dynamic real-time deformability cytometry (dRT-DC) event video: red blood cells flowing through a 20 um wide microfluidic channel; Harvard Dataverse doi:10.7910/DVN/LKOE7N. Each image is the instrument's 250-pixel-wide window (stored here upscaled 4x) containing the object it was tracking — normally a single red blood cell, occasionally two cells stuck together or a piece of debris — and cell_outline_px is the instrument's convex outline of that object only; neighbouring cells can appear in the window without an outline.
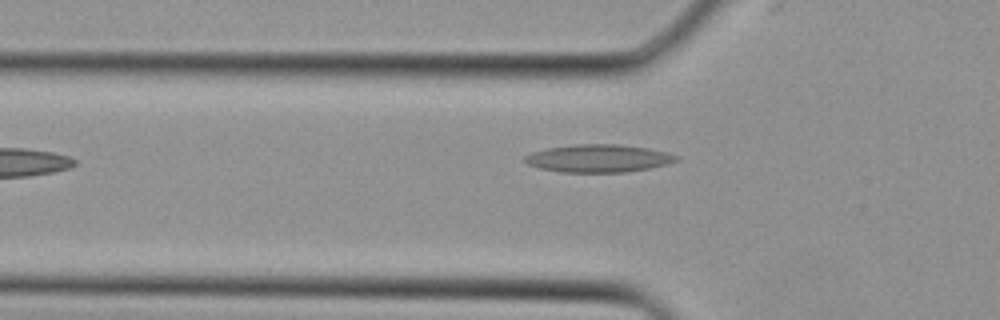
{"species": "Egyptian fruit bat (a non-hibernating species)", "species_latin": "Rousettus aegyptiacus", "temperature_condition": "cold", "stored_images_in_passage": 3, "camera_frame_rate_fps": 3000, "um_per_image_px": 0.085, "animal": {"sex": "female"}, "frame": {"image": 1, "passage_image": 3, "time_ms": 0.667, "image_size_px": [1000, 320], "cell_outline_px": [[680, 160], [668, 164], [648, 168], [624, 172], [560, 172], [540, 168], [528, 164], [524, 160], [524, 156], [532, 152], [548, 148], [572, 144], [620, 144], [648, 148], [668, 152], [680, 156]], "centroid_in_image_um": [50.91, 13.45], "position_along_channel_um": 74.9, "area_um2": 24.62}}